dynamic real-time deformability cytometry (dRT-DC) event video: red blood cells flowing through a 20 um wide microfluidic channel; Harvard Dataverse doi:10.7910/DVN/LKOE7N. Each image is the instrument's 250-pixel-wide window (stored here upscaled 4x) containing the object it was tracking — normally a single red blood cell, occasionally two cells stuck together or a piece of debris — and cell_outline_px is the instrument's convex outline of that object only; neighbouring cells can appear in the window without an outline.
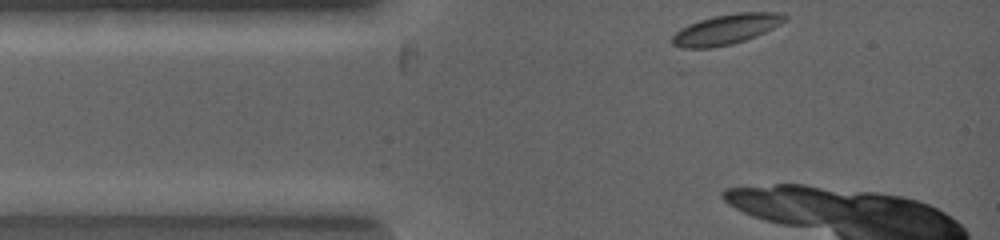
{"species": "common noctule bat (a hibernating species)", "species_latin": "Nyctalus noctula", "temperature_condition": "warm", "stored_images_in_passage": 4, "camera_frame_rate_fps": 5000, "um_per_image_px": 0.085, "animal": {"sex": "female", "body_mass_g": 19.0, "forearm_length_mm": 53.3}, "frame": {"image": 1, "passage_image": 1, "time_ms": 0.0, "image_size_px": [1000, 240], "cell_outline_px": [[788, 20], [764, 32], [744, 40], [732, 44], [708, 48], [684, 48], [672, 44], [672, 36], [676, 32], [688, 24], [700, 20], [716, 16], [736, 12], [776, 12], [788, 16]], "centroid_in_image_um": [61.73, 2.48], "position_along_channel_um": 23.3, "area_um2": 19.54}}